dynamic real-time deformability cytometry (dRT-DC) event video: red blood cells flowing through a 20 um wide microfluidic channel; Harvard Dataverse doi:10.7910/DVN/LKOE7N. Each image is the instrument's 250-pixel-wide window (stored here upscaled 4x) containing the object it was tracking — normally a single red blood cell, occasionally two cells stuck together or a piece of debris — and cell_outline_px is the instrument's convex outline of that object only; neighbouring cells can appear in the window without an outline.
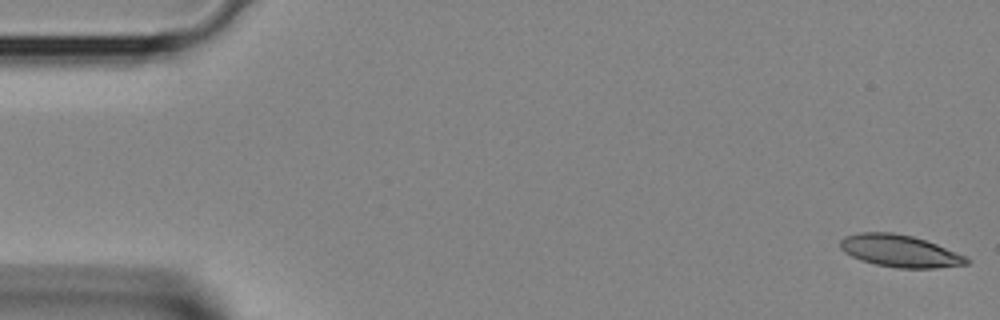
{"species": "Egyptian fruit bat (a non-hibernating species)", "species_latin": "Rousettus aegyptiacus", "temperature_condition": "room temperature", "stored_images_in_passage": 8, "camera_frame_rate_fps": 3000, "um_per_image_px": 0.085, "animal": {"sex": "female"}, "frame": {"image": 1, "passage_image": 1, "time_ms": 0.0, "image_size_px": [1000, 320], "cell_outline_px": [[972, 260], [968, 264], [936, 268], [900, 268], [876, 264], [860, 260], [844, 252], [840, 248], [840, 240], [844, 236], [860, 232], [892, 232], [912, 236], [936, 244], [964, 256]], "centroid_in_image_um": [76.46, 21.33], "position_along_channel_um": 8.5, "area_um2": 23.52}}